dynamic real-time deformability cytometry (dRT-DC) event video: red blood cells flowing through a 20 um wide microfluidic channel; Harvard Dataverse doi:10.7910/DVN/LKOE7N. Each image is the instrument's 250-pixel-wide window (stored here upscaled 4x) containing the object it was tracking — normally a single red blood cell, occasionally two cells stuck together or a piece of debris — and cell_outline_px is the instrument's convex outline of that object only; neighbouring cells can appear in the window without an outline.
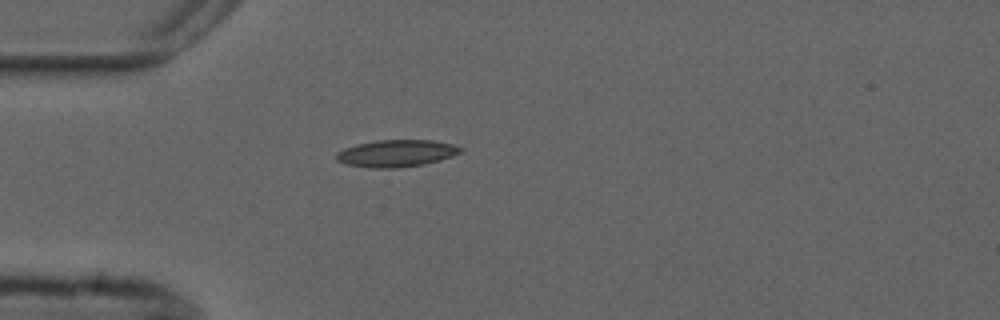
{"species": "common noctule bat (a hibernating species)", "species_latin": "Nyctalus noctula", "temperature_condition": "cold", "stored_images_in_passage": 1, "camera_frame_rate_fps": 3000, "um_per_image_px": 0.085, "animal": {"sex": "male", "forearm_length_mm": 52.5}, "frame": {"image": 1, "passage_image": 1, "time_ms": 0.0, "image_size_px": [1000, 320], "cell_outline_px": [[464, 148], [460, 152], [452, 156], [440, 160], [424, 164], [392, 168], [372, 168], [348, 164], [336, 160], [336, 152], [344, 148], [356, 144], [376, 140], [432, 140], [452, 144]], "centroid_in_image_um": [33.68, 13.02], "position_along_channel_um": 51.3, "area_um2": 19.48}}